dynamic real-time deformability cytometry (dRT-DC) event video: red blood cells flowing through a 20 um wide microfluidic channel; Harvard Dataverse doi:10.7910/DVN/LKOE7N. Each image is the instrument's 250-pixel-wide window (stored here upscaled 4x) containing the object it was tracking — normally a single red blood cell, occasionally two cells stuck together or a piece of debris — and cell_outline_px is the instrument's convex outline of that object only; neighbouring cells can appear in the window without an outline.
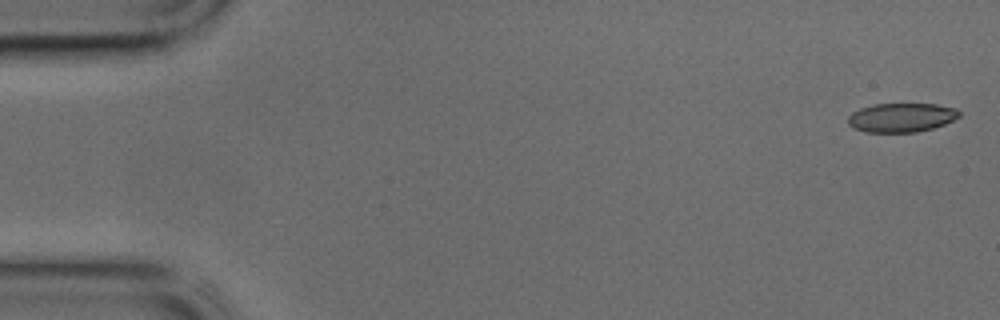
{"species": "common noctule bat (a hibernating species)", "species_latin": "Nyctalus noctula", "temperature_condition": "cold", "stored_images_in_passage": 44, "camera_frame_rate_fps": 3000, "um_per_image_px": 0.085, "animal": {"sex": "male", "body_mass_g": 17.9, "forearm_length_mm": 54.2}, "frame": {"image": 1, "passage_image": 1, "time_ms": 0.0, "image_size_px": [1000, 320], "cell_outline_px": [[960, 116], [944, 124], [932, 128], [916, 132], [864, 132], [848, 124], [848, 116], [852, 112], [860, 108], [872, 104], [936, 104], [956, 108], [960, 112]], "centroid_in_image_um": [76.61, 9.98], "position_along_channel_um": 8.4, "area_um2": 18.79}}
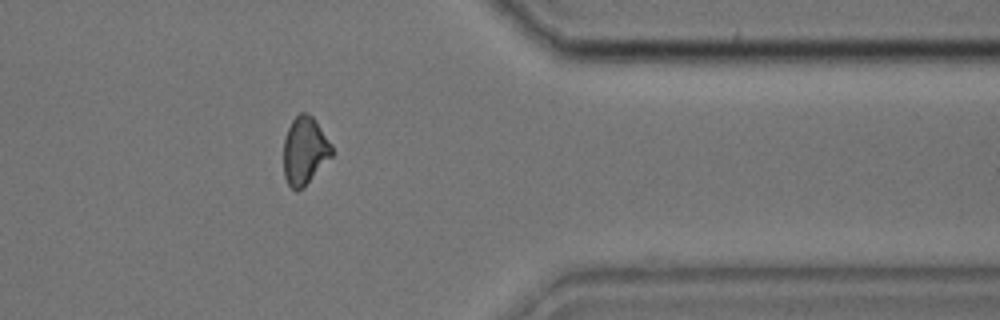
{"frame": {"image": 2, "passage_image": 35, "time_ms": 11.333, "image_size_px": [1000, 320], "cell_outline_px": [[332, 156], [296, 192], [288, 184], [284, 176], [284, 140], [288, 128], [292, 120], [300, 112], [308, 112], [312, 116], [332, 144]], "centroid_in_image_um": [25.89, 12.76], "position_along_channel_um": 385.5, "area_um2": 18.61}}
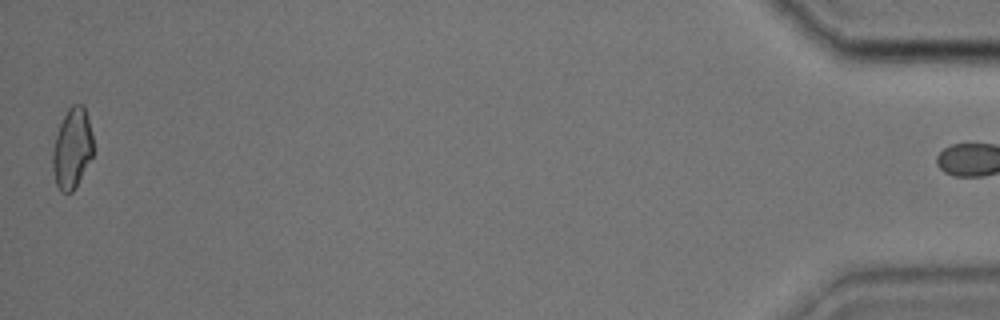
{"frame": {"image": 3, "passage_image": 43, "time_ms": 14.0, "image_size_px": [1000, 320], "cell_outline_px": [[96, 148], [92, 156], [72, 192], [60, 192], [56, 184], [52, 168], [52, 152], [56, 136], [60, 124], [68, 108], [72, 104], [84, 104], [92, 132]], "centroid_in_image_um": [6.15, 12.59], "position_along_channel_um": 429.0, "area_um2": 19.13}}